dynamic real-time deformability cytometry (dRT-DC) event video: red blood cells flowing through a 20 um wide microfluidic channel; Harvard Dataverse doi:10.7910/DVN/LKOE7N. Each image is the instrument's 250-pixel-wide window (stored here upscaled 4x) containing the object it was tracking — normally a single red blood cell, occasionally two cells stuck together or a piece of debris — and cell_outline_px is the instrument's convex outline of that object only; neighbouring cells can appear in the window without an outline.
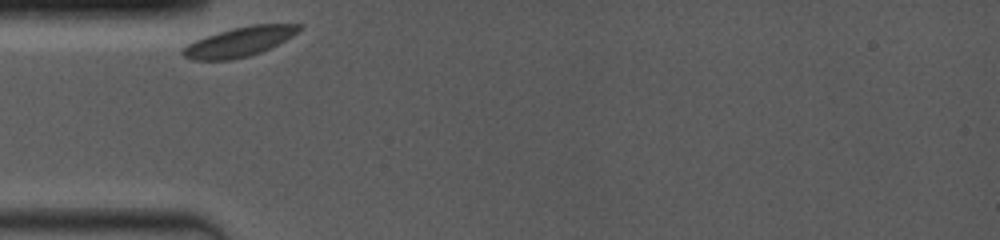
{"species": "common noctule bat (a hibernating species)", "species_latin": "Nyctalus noctula", "temperature_condition": "room temperature", "stored_images_in_passage": 19, "camera_frame_rate_fps": 4000, "um_per_image_px": 0.085, "animal": {"sex": "female", "body_mass_g": 19.0, "forearm_length_mm": 53.3}, "frame": {"image": 1, "passage_image": 1, "time_ms": 0.0, "image_size_px": [1000, 240], "cell_outline_px": [[304, 28], [300, 32], [260, 52], [248, 56], [232, 60], [192, 60], [184, 56], [180, 52], [188, 44], [196, 40], [232, 28], [252, 24], [304, 24]], "centroid_in_image_um": [20.39, 3.54], "position_along_channel_um": 64.6, "area_um2": 19.83}}
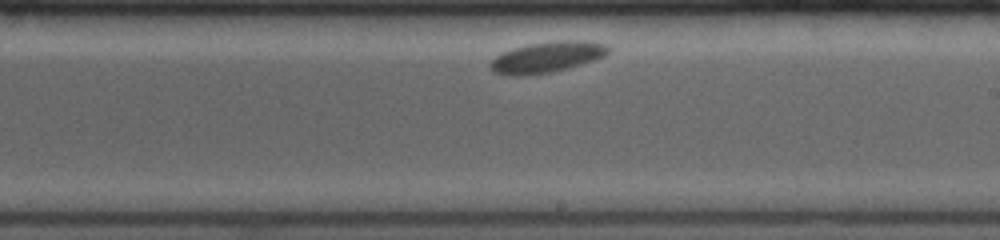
{"frame": {"image": 2, "passage_image": 11, "time_ms": 5.25, "image_size_px": [1000, 240], "cell_outline_px": [[612, 48], [604, 56], [596, 60], [552, 72], [524, 76], [508, 76], [492, 72], [488, 64], [496, 56], [512, 48], [528, 44], [560, 40], [584, 40], [608, 44]], "centroid_in_image_um": [46.5, 4.86], "position_along_channel_um": 242.5, "area_um2": 21.56}}
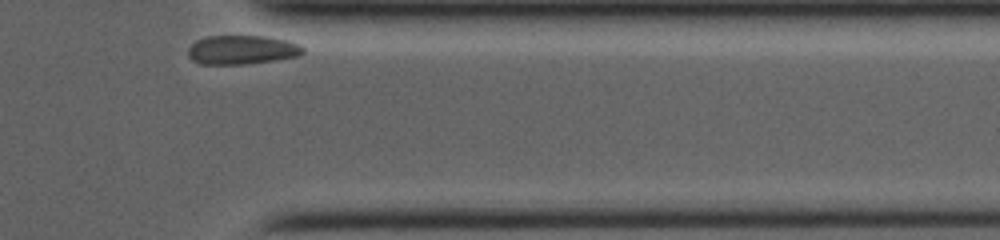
{"frame": {"image": 3, "passage_image": 19, "time_ms": 9.5, "image_size_px": [1000, 240], "cell_outline_px": [[304, 52], [300, 56], [276, 60], [240, 64], [200, 64], [192, 60], [188, 56], [188, 48], [196, 40], [208, 36], [264, 36], [284, 40], [296, 44], [304, 48]], "centroid_in_image_um": [20.53, 4.24], "position_along_channel_um": 390.9, "area_um2": 19.31}, "authors_computed_cell_mechanics": {"area_um2": 20.1722, "velocity_mm_per_s": 3.4246, "shape_relaxation_time_tau1_ms": 0.0156, "shape_relaxation_time_tau2_ms": null, "deformation_change_tau1": 0.0229, "deformation_change_tau2": null}}